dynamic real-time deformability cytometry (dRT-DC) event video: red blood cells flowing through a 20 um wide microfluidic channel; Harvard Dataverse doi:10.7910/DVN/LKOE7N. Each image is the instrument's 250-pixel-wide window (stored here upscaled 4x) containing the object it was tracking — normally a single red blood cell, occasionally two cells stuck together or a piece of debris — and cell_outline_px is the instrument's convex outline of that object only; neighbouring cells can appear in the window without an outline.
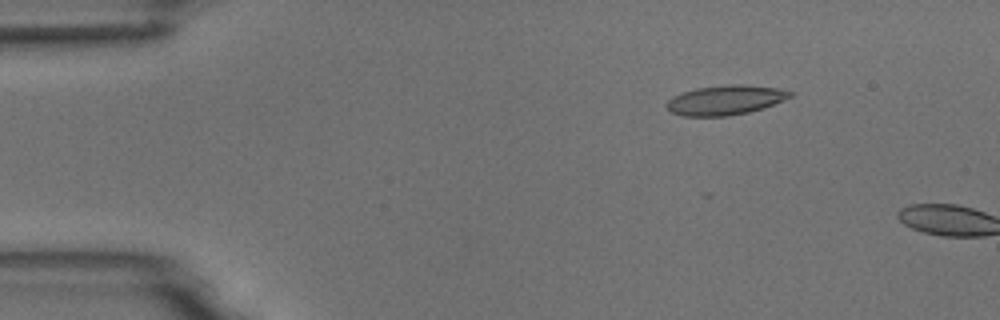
{"species": "common noctule bat (a hibernating species)", "species_latin": "Nyctalus noctula", "temperature_condition": "room temperature", "stored_images_in_passage": 5, "camera_frame_rate_fps": 3000, "um_per_image_px": 0.085, "animal": {"sex": "male", "body_mass_g": 18.8}, "frame": {"image": 1, "passage_image": 3, "time_ms": 2.333, "image_size_px": [1000, 320], "cell_outline_px": [[792, 96], [764, 108], [748, 112], [728, 116], [684, 116], [672, 112], [664, 104], [672, 96], [696, 88], [728, 84], [740, 84], [776, 88], [792, 92]], "centroid_in_image_um": [61.63, 8.51], "position_along_channel_um": 23.4, "area_um2": 21.15}}